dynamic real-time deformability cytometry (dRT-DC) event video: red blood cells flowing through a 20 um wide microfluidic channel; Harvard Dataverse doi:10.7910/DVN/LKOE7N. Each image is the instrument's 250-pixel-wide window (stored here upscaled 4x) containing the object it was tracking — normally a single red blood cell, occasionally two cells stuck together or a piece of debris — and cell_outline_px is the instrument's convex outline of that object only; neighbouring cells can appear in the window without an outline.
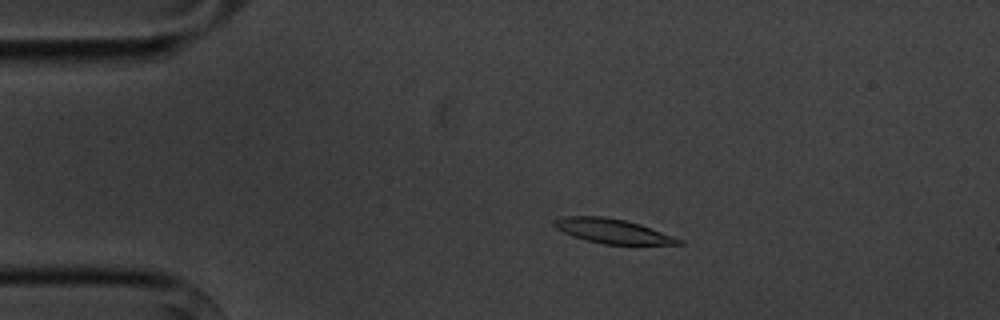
{"species": "common noctule bat (a hibernating species)", "species_latin": "Nyctalus noctula", "temperature_condition": "cold", "stored_images_in_passage": 10, "camera_frame_rate_fps": 3000, "um_per_image_px": 0.085, "animal": {"sex": "male", "body_mass_g": 20.1, "forearm_length_mm": 53.5}, "frame": {"image": 1, "passage_image": 3, "time_ms": 3.333, "image_size_px": [1000, 320], "cell_outline_px": [[684, 244], [604, 244], [572, 236], [556, 228], [552, 224], [552, 220], [564, 216], [604, 216], [624, 220], [640, 224], [684, 240]], "centroid_in_image_um": [52.05, 19.63], "position_along_channel_um": 33.0, "area_um2": 17.63}}
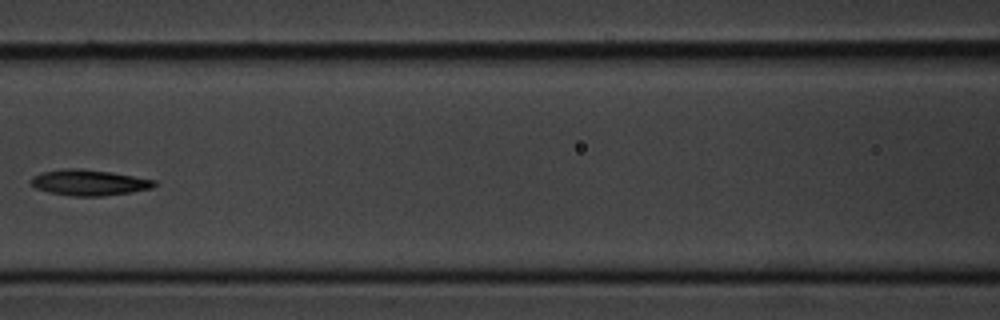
{"frame": {"image": 2, "passage_image": 7, "time_ms": 8.0, "image_size_px": [1000, 320], "cell_outline_px": [[156, 184], [152, 188], [132, 192], [100, 196], [72, 196], [48, 192], [36, 188], [28, 180], [32, 176], [44, 172], [68, 168], [76, 168], [112, 172], [156, 180]], "centroid_in_image_um": [7.57, 15.52], "position_along_channel_um": 159.0, "area_um2": 18.5}}
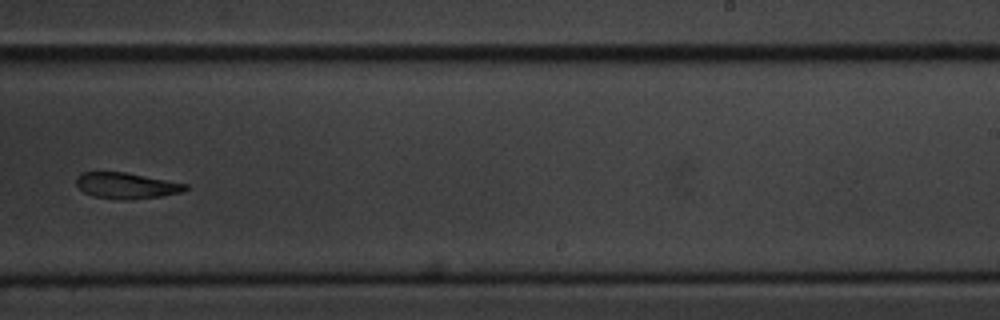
{"frame": {"image": 3, "passage_image": 10, "time_ms": 11.333, "image_size_px": [1000, 320], "cell_outline_px": [[188, 188], [184, 192], [160, 196], [128, 200], [124, 200], [92, 196], [84, 192], [76, 184], [76, 176], [80, 172], [124, 172], [188, 184]], "centroid_in_image_um": [10.73, 15.78], "position_along_channel_um": 278.3, "area_um2": 16.53}}